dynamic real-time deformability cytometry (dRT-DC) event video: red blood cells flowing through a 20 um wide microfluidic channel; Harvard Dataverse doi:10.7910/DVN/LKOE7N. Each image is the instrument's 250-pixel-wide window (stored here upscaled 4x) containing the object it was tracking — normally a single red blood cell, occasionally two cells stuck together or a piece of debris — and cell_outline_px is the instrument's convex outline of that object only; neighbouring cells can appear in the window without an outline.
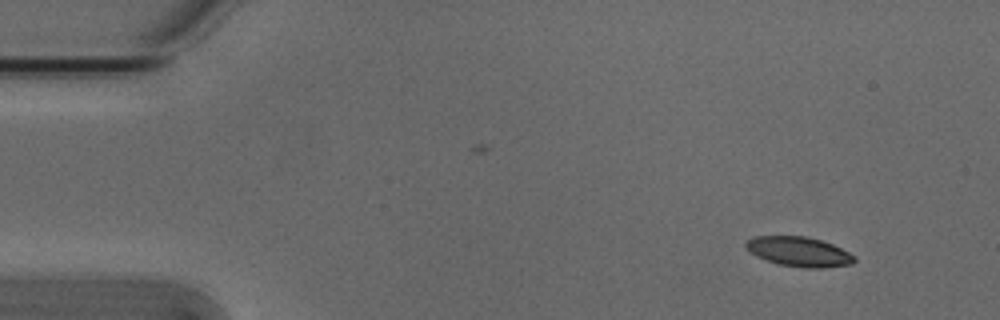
{"species": "Egyptian fruit bat (a non-hibernating species)", "species_latin": "Rousettus aegyptiacus", "temperature_condition": "cold", "stored_images_in_passage": 49, "camera_frame_rate_fps": 3000, "um_per_image_px": 0.085, "animal": {"sex": "male"}, "frame": {"image": 1, "passage_image": 1, "time_ms": 0.0, "image_size_px": [1000, 320], "cell_outline_px": [[856, 260], [852, 264], [824, 268], [804, 268], [776, 264], [764, 260], [756, 256], [744, 244], [752, 236], [808, 236], [832, 244], [856, 256]], "centroid_in_image_um": [67.92, 21.4], "position_along_channel_um": 17.1, "area_um2": 18.9}}
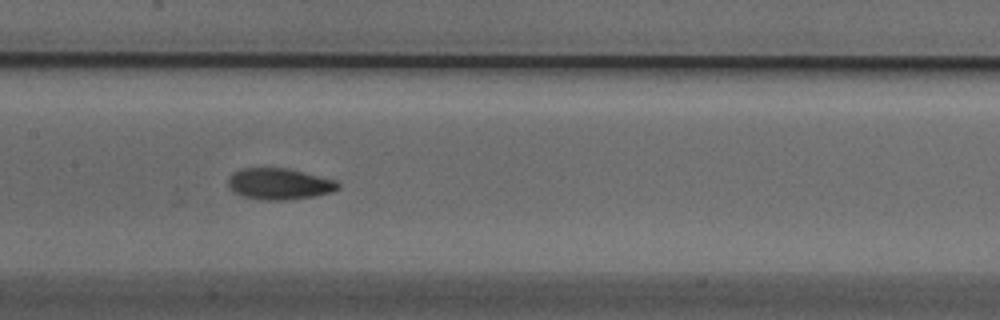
{"frame": {"image": 2, "passage_image": 22, "time_ms": 7.0, "image_size_px": [1000, 320], "cell_outline_px": [[340, 188], [332, 192], [312, 196], [284, 200], [264, 200], [240, 196], [232, 192], [228, 188], [228, 180], [232, 172], [240, 168], [288, 168], [336, 180], [340, 184]], "centroid_in_image_um": [23.7, 15.63], "position_along_channel_um": 183.7, "area_um2": 20.23}}
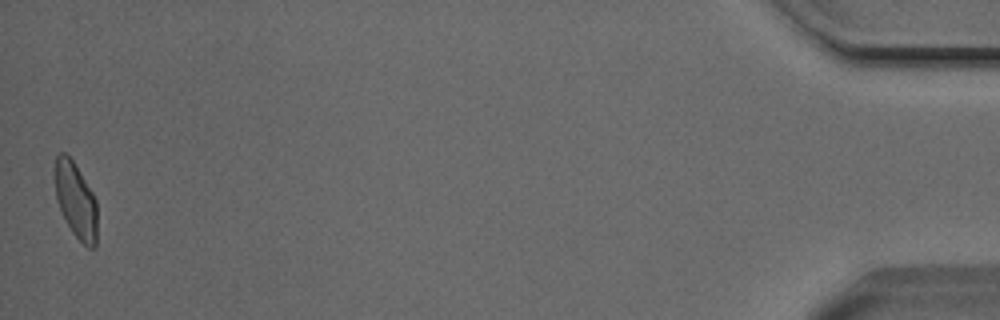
{"frame": {"image": 3, "passage_image": 49, "time_ms": 16.0, "image_size_px": [1000, 320], "cell_outline_px": [[96, 248], [88, 248], [72, 232], [56, 200], [52, 172], [56, 156], [60, 152], [64, 152], [72, 160], [92, 192], [96, 200]], "centroid_in_image_um": [6.39, 16.98], "position_along_channel_um": 428.8, "area_um2": 18.73}, "authors_computed_cell_mechanics": {"area_um2": 19.4208, "velocity_mm_per_s": 3.8205, "shape_relaxation_time_tau1_ms": 6.4978, "shape_relaxation_time_tau2_ms": 2.6647, "deformation_change_tau1": 0.1736, "deformation_change_tau2": 0.0693}}